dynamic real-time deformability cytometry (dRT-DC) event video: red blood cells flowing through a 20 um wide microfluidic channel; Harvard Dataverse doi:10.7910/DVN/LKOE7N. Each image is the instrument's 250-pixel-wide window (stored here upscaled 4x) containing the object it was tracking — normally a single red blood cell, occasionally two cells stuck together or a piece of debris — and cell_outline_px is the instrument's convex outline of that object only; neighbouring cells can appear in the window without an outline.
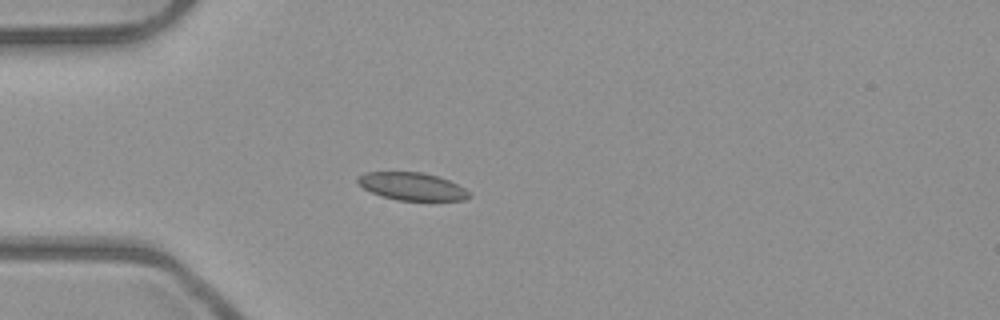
{"species": "common noctule bat (a hibernating species)", "species_latin": "Nyctalus noctula", "temperature_condition": "room temperature", "stored_images_in_passage": 2, "camera_frame_rate_fps": 3000, "um_per_image_px": 0.085, "animal": {"sex": "male", "body_mass_g": 23.1, "forearm_length_mm": 52.7}, "frame": {"image": 1, "passage_image": 1, "time_ms": 0.0, "image_size_px": [1000, 320], "cell_outline_px": [[472, 196], [464, 200], [396, 200], [380, 196], [364, 188], [356, 180], [364, 172], [424, 172], [448, 180], [464, 188]], "centroid_in_image_um": [35.01, 15.84], "position_along_channel_um": 50.0, "area_um2": 17.8}}